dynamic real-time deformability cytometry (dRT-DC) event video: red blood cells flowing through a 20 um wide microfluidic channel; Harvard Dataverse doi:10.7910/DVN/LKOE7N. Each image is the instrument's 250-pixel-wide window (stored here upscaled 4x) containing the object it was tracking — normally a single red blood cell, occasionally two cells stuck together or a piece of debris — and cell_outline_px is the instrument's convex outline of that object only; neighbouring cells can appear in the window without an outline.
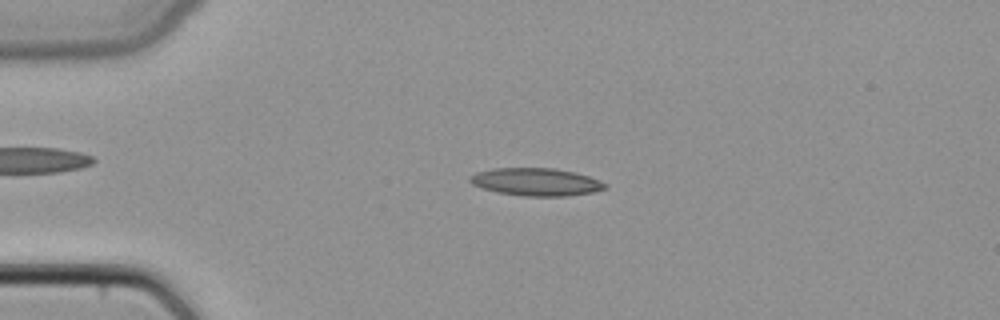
{"species": "common noctule bat (a hibernating species)", "species_latin": "Nyctalus noctula", "temperature_condition": "cold", "stored_images_in_passage": 47, "camera_frame_rate_fps": 3000, "um_per_image_px": 0.085, "animal": {"sex": "female", "body_mass_g": 22.7, "forearm_length_mm": 54.2}, "frame": {"image": 1, "passage_image": 11, "time_ms": 3.333, "image_size_px": [1000, 320], "cell_outline_px": [[608, 188], [592, 192], [568, 196], [524, 196], [496, 192], [472, 184], [468, 180], [468, 176], [476, 172], [492, 168], [556, 168], [576, 172], [600, 180], [608, 184]], "centroid_in_image_um": [45.58, 15.45], "position_along_channel_um": 39.4, "area_um2": 22.02}}
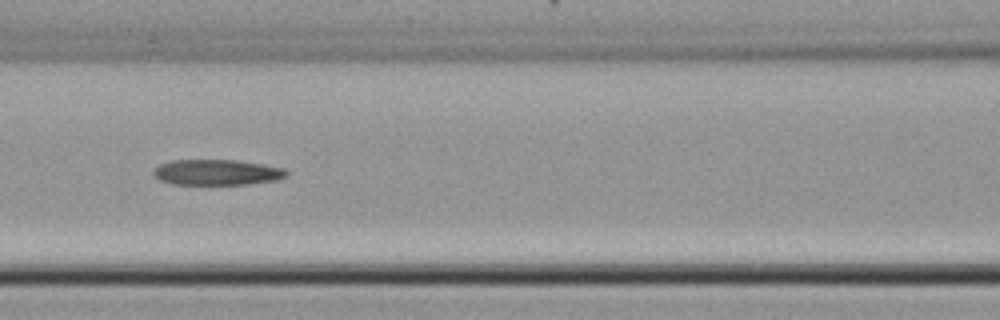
{"frame": {"image": 2, "passage_image": 21, "time_ms": 6.667, "image_size_px": [1000, 320], "cell_outline_px": [[288, 176], [276, 180], [248, 184], [172, 184], [160, 180], [152, 172], [160, 164], [172, 160], [236, 160], [264, 164], [284, 168], [288, 172]], "centroid_in_image_um": [18.47, 14.64], "position_along_channel_um": 148.1, "area_um2": 19.83}}
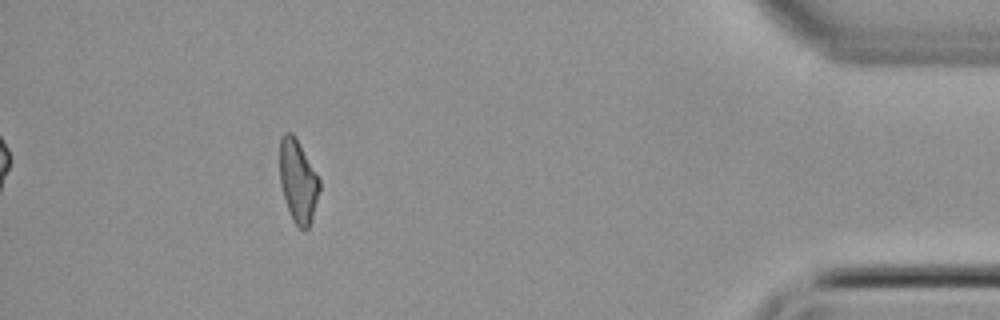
{"frame": {"image": 3, "passage_image": 43, "time_ms": 14.0, "image_size_px": [1000, 320], "cell_outline_px": [[320, 188], [312, 220], [308, 228], [304, 232], [292, 220], [280, 184], [280, 136], [284, 132], [292, 132], [296, 136], [320, 180]], "centroid_in_image_um": [25.33, 15.38], "position_along_channel_um": 409.9, "area_um2": 19.25}}